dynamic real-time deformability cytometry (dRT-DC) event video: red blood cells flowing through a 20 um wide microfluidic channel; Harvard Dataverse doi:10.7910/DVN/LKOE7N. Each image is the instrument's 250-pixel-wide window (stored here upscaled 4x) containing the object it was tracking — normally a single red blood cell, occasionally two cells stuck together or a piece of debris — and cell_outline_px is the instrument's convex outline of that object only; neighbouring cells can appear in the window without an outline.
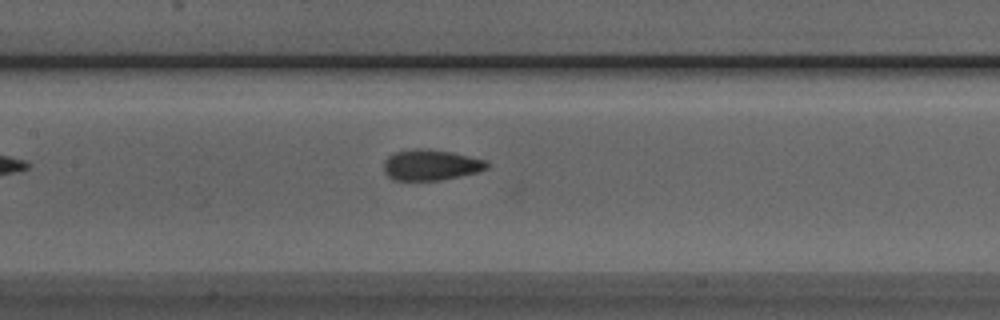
{"species": "Egyptian fruit bat (a non-hibernating species)", "species_latin": "Rousettus aegyptiacus", "temperature_condition": "room temperature", "stored_images_in_passage": 39, "camera_frame_rate_fps": 3000, "um_per_image_px": 0.085, "animal": {"sex": "male"}, "frame": {"image": 1, "passage_image": 20, "time_ms": 6.333, "image_size_px": [1000, 320], "cell_outline_px": [[488, 168], [476, 172], [460, 176], [440, 180], [396, 180], [388, 176], [384, 172], [384, 160], [388, 156], [396, 152], [416, 148], [428, 148], [452, 152], [488, 160]], "centroid_in_image_um": [36.63, 14.01], "position_along_channel_um": 170.8, "area_um2": 18.55}}
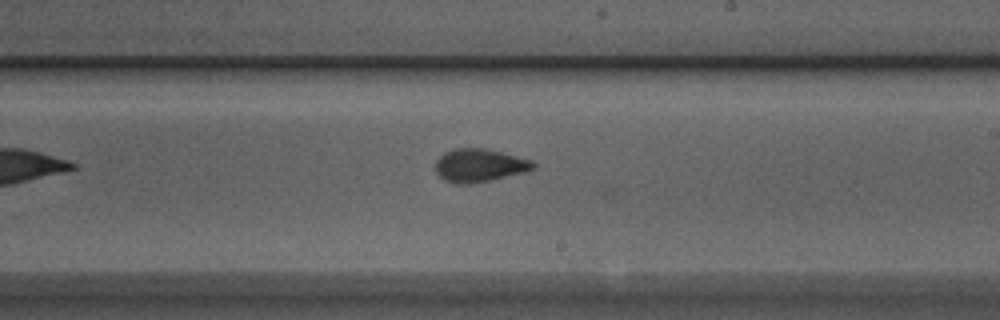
{"frame": {"image": 2, "passage_image": 26, "time_ms": 8.333, "image_size_px": [1000, 320], "cell_outline_px": [[536, 168], [524, 172], [472, 184], [456, 184], [444, 180], [436, 172], [436, 160], [444, 152], [456, 148], [484, 148], [532, 160], [536, 164]], "centroid_in_image_um": [40.74, 14.06], "position_along_channel_um": 248.3, "area_um2": 18.79}}
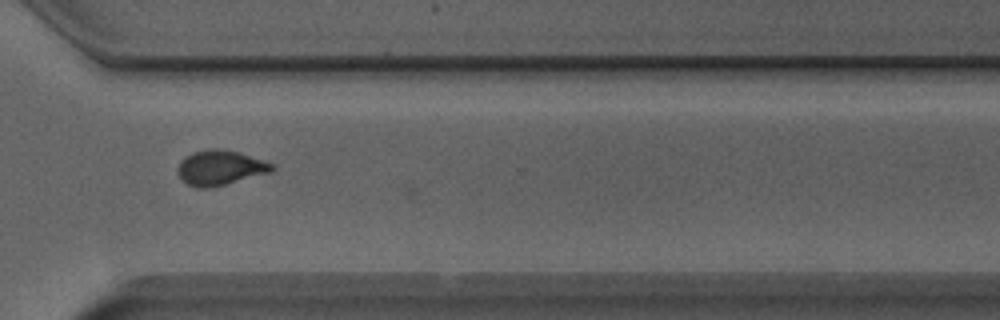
{"frame": {"image": 3, "passage_image": 34, "time_ms": 11.0, "image_size_px": [1000, 320], "cell_outline_px": [[276, 168], [272, 172], [208, 188], [196, 188], [188, 184], [176, 172], [176, 168], [180, 160], [184, 156], [192, 152], [208, 148], [220, 148], [240, 152], [276, 164]], "centroid_in_image_um": [18.72, 14.23], "position_along_channel_um": 351.9, "area_um2": 19.48}, "authors_computed_cell_mechanics": {"area_um2": 18.5538, "velocity_mm_per_s": 3.8889, "shape_relaxation_time_tau1_ms": 7.2017, "shape_relaxation_time_tau2_ms": 1.0243, "deformation_change_tau1": 0.1817, "deformation_change_tau2": 0.0549}}